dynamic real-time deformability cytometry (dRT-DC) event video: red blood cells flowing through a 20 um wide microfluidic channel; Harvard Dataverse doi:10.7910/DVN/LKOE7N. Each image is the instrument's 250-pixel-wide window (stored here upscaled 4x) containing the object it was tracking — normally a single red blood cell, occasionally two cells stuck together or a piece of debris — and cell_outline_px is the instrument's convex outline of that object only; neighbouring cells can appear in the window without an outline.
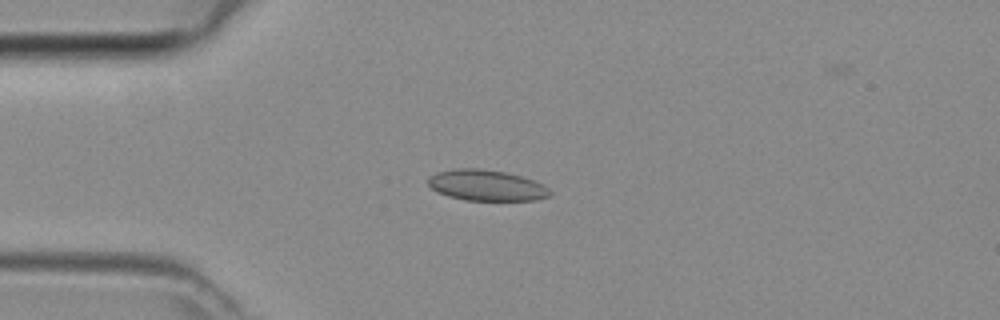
{"species": "common noctule bat (a hibernating species)", "species_latin": "Nyctalus noctula", "temperature_condition": "room temperature", "stored_images_in_passage": 46, "camera_frame_rate_fps": 3000, "um_per_image_px": 0.085, "animal": {"sex": "female", "body_mass_g": 29.2, "forearm_length_mm": 56.3}, "frame": {"image": 1, "passage_image": 12, "time_ms": 3.667, "image_size_px": [1000, 320], "cell_outline_px": [[552, 192], [548, 196], [536, 200], [464, 200], [448, 196], [436, 192], [428, 184], [428, 176], [436, 172], [456, 168], [480, 168], [508, 172], [544, 184]], "centroid_in_image_um": [41.32, 15.74], "position_along_channel_um": 43.7, "area_um2": 22.08}}
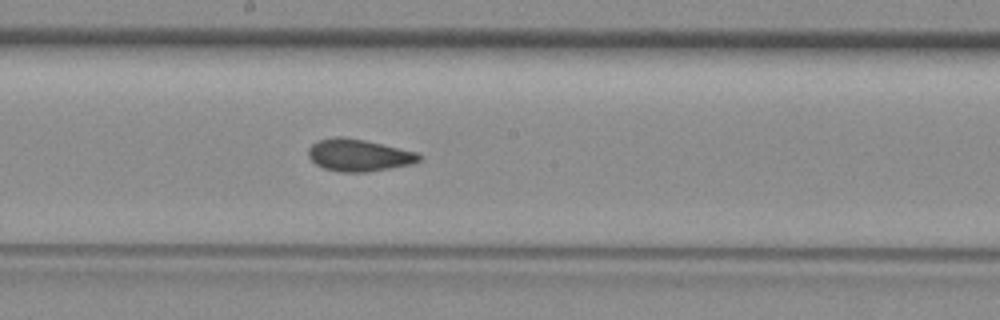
{"frame": {"image": 2, "passage_image": 25, "time_ms": 8.0, "image_size_px": [1000, 320], "cell_outline_px": [[424, 160], [412, 164], [368, 172], [340, 172], [324, 168], [316, 164], [308, 156], [308, 148], [312, 144], [320, 140], [336, 136], [340, 136], [364, 140], [416, 152], [424, 156]], "centroid_in_image_um": [30.53, 13.2], "position_along_channel_um": 217.7, "area_um2": 20.75}}
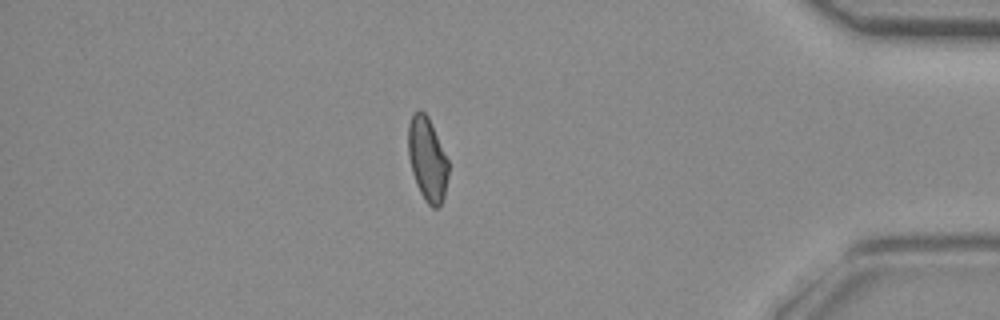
{"frame": {"image": 3, "passage_image": 40, "time_ms": 13.0, "image_size_px": [1000, 320], "cell_outline_px": [[448, 176], [444, 196], [440, 204], [436, 208], [432, 208], [424, 200], [416, 184], [412, 172], [408, 156], [408, 124], [412, 116], [420, 108], [428, 116], [448, 160]], "centroid_in_image_um": [36.31, 13.54], "position_along_channel_um": 398.9, "area_um2": 19.54}}